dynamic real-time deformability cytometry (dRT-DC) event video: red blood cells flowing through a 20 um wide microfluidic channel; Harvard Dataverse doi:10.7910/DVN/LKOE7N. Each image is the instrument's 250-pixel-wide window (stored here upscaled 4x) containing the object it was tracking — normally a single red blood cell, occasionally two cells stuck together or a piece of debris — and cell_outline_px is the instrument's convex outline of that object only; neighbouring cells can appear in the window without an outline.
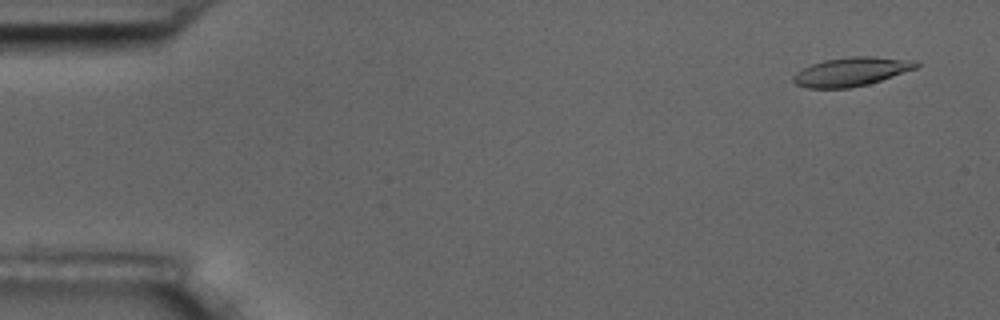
{"species": "common noctule bat (a hibernating species)", "species_latin": "Nyctalus noctula", "temperature_condition": "room temperature", "stored_images_in_passage": 5, "camera_frame_rate_fps": 3000, "um_per_image_px": 0.085, "animal": {"sex": "male", "body_mass_g": 17.5, "forearm_length_mm": 52.3}, "frame": {"image": 1, "passage_image": 1, "time_ms": 0.0, "image_size_px": [1000, 320], "cell_outline_px": [[920, 64], [916, 68], [868, 84], [848, 88], [808, 88], [796, 84], [792, 80], [792, 76], [796, 72], [812, 64], [824, 60], [852, 56], [872, 56], [916, 60]], "centroid_in_image_um": [72.36, 6.08], "position_along_channel_um": 12.6, "area_um2": 20.52}}